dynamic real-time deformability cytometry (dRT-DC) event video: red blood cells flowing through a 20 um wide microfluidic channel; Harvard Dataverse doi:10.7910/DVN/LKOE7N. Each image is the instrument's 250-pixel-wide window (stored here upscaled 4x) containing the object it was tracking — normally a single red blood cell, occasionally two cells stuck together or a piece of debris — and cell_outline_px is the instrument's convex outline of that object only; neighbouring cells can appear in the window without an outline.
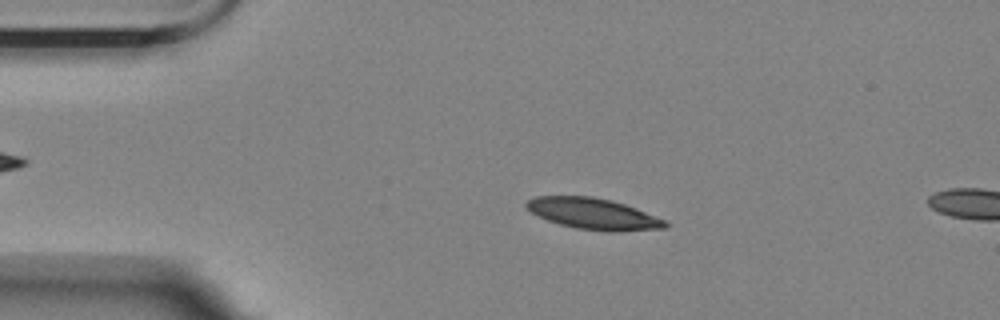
{"species": "Egyptian fruit bat (a non-hibernating species)", "species_latin": "Rousettus aegyptiacus", "temperature_condition": "room temperature", "stored_images_in_passage": 16, "camera_frame_rate_fps": 3000, "um_per_image_px": 0.085, "animal": {"sex": "female"}, "frame": {"image": 1, "passage_image": 11, "time_ms": 3.333, "image_size_px": [1000, 320], "cell_outline_px": [[672, 224], [668, 228], [620, 232], [608, 232], [576, 228], [560, 224], [548, 220], [524, 208], [524, 204], [528, 200], [536, 196], [592, 196], [612, 200], [636, 208], [668, 220]], "centroid_in_image_um": [50.52, 18.18], "position_along_channel_um": 34.5, "area_um2": 25.61}}